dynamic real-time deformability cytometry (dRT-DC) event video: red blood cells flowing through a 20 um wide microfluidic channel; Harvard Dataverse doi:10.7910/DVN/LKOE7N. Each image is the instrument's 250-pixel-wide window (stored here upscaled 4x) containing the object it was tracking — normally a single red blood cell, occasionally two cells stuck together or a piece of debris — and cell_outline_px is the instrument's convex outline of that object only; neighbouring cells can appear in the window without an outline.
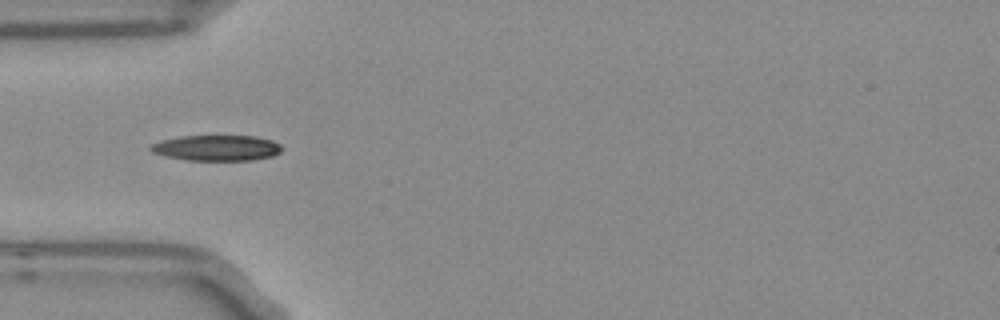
{"species": "Egyptian fruit bat (a non-hibernating species)", "species_latin": "Rousettus aegyptiacus", "temperature_condition": "room temperature", "stored_images_in_passage": 27, "camera_frame_rate_fps": 3000, "um_per_image_px": 0.085, "frame": {"image": 1, "passage_image": 5, "time_ms": 1.333, "image_size_px": [1000, 320], "cell_outline_px": [[284, 148], [280, 152], [272, 156], [252, 160], [188, 160], [164, 156], [152, 152], [148, 148], [152, 144], [164, 140], [180, 136], [256, 136], [272, 140], [280, 144]], "centroid_in_image_um": [18.44, 12.57], "position_along_channel_um": 66.6, "area_um2": 19.59}}
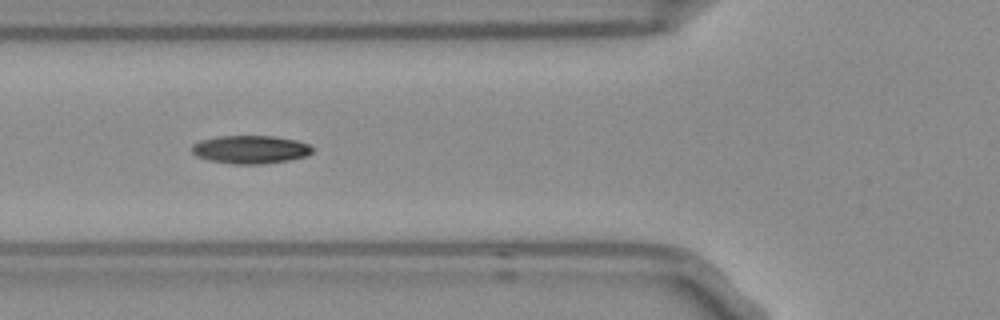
{"frame": {"image": 2, "passage_image": 8, "time_ms": 2.333, "image_size_px": [1000, 320], "cell_outline_px": [[312, 152], [304, 156], [288, 160], [260, 164], [232, 164], [212, 160], [196, 156], [192, 152], [192, 144], [200, 140], [216, 136], [276, 136], [296, 140], [312, 144]], "centroid_in_image_um": [21.29, 12.69], "position_along_channel_um": 104.5, "area_um2": 19.77}}